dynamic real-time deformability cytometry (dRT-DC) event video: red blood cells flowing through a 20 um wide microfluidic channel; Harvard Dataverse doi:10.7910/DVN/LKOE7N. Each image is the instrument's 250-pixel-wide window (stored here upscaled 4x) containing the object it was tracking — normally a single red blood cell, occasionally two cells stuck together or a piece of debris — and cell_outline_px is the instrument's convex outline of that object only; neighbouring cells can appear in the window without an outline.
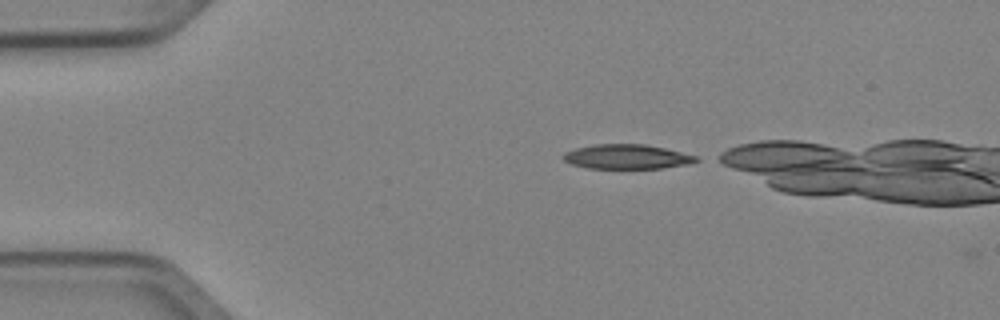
{"species": "Egyptian fruit bat (a non-hibernating species)", "species_latin": "Rousettus aegyptiacus", "temperature_condition": "cold", "stored_images_in_passage": 5, "camera_frame_rate_fps": 3000, "um_per_image_px": 0.085, "animal": {"sex": "female"}, "frame": {"image": 1, "passage_image": 1, "time_ms": 0.0, "image_size_px": [1000, 320], "cell_outline_px": [[700, 160], [692, 164], [660, 168], [588, 168], [572, 164], [564, 160], [560, 156], [564, 152], [576, 148], [596, 144], [644, 144], [664, 148], [700, 156]], "centroid_in_image_um": [53.32, 13.32], "position_along_channel_um": 31.7, "area_um2": 19.13}}